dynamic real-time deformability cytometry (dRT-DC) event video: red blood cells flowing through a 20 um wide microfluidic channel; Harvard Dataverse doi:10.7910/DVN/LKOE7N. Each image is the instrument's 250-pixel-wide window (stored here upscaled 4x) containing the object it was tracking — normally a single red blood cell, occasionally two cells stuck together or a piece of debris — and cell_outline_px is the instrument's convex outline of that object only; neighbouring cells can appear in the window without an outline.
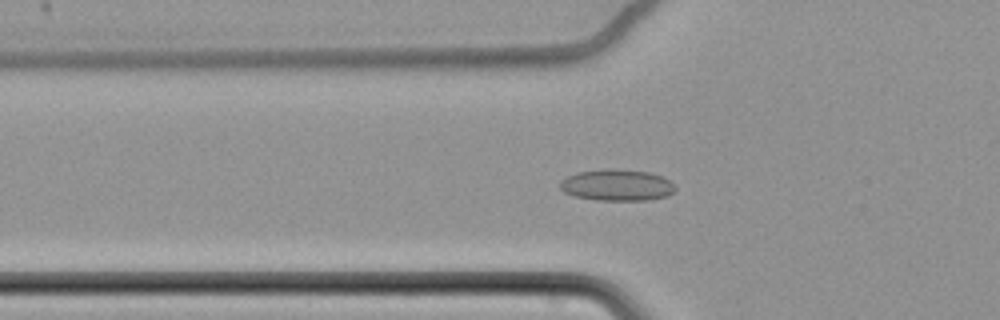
{"species": "common noctule bat (a hibernating species)", "species_latin": "Nyctalus noctula", "temperature_condition": "cold", "stored_images_in_passage": 29, "camera_frame_rate_fps": 3000, "um_per_image_px": 0.085, "animal": {"sex": "female", "body_mass_g": 22.7, "forearm_length_mm": 54.2}, "frame": {"image": 1, "passage_image": 9, "time_ms": 2.667, "image_size_px": [1000, 320], "cell_outline_px": [[676, 188], [668, 196], [648, 200], [596, 200], [576, 196], [564, 192], [560, 188], [560, 180], [576, 172], [604, 168], [612, 168], [648, 172], [664, 176]], "centroid_in_image_um": [52.43, 15.72], "position_along_channel_um": 73.4, "area_um2": 21.21}}
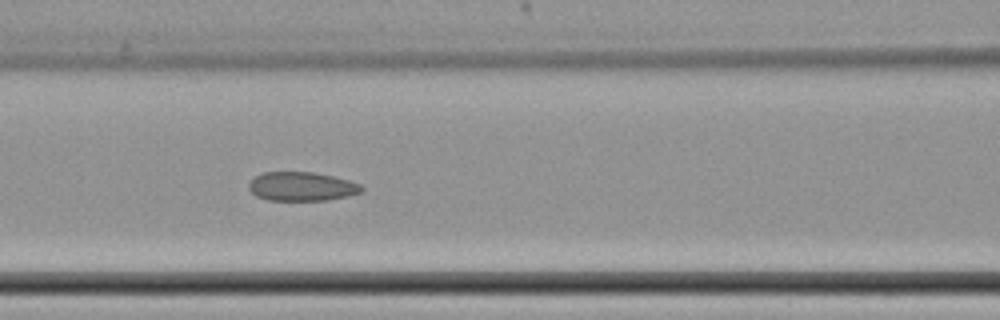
{"frame": {"image": 2, "passage_image": 15, "time_ms": 4.667, "image_size_px": [1000, 320], "cell_outline_px": [[364, 188], [360, 192], [348, 196], [328, 200], [268, 200], [256, 196], [248, 188], [248, 184], [256, 176], [264, 172], [312, 172], [332, 176], [348, 180], [360, 184]], "centroid_in_image_um": [25.64, 15.85], "position_along_channel_um": 141.0, "area_um2": 18.9}}
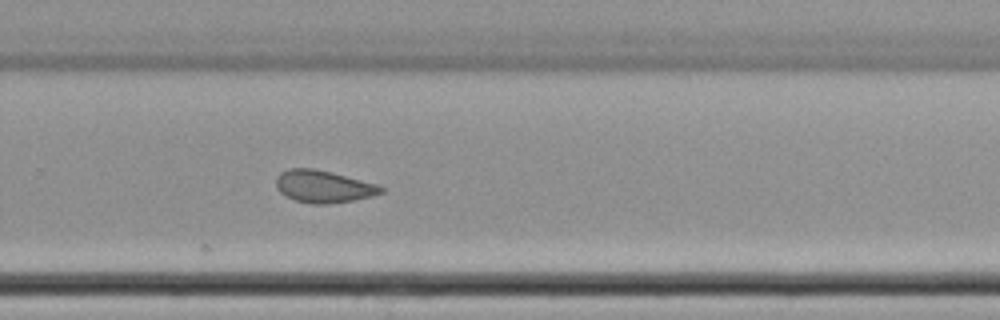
{"frame": {"image": 3, "passage_image": 29, "time_ms": 9.333, "image_size_px": [1000, 320], "cell_outline_px": [[384, 192], [372, 196], [352, 200], [328, 204], [308, 204], [296, 200], [280, 192], [276, 188], [276, 176], [280, 172], [288, 168], [316, 168], [380, 184], [384, 188]], "centroid_in_image_um": [27.51, 15.84], "position_along_channel_um": 302.3, "area_um2": 20.0}}